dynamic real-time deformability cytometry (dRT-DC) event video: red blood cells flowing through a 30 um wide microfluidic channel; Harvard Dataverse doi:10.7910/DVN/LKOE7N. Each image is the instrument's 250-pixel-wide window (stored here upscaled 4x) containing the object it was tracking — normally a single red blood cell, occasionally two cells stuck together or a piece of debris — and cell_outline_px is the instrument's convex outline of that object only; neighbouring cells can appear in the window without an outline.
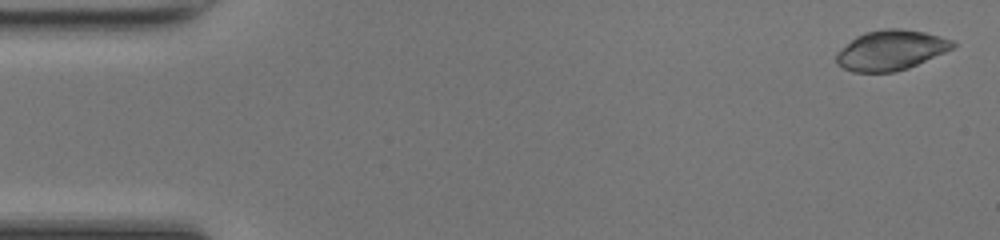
{"species": "common noctule bat (a hibernating species)", "species_latin": "Nyctalus noctula", "temperature_condition": "room temperature", "stored_images_in_passage": 49, "camera_frame_rate_fps": 3000, "um_per_image_px": 0.085, "animal": {"sex": "female", "body_mass_g": 17.0, "forearm_length_mm": 48.0}, "frame": {"image": 1, "passage_image": 2, "time_ms": 0.333, "image_size_px": [1000, 240], "cell_outline_px": [[956, 44], [952, 48], [944, 52], [908, 68], [896, 72], [852, 72], [836, 64], [836, 52], [840, 48], [856, 36], [864, 32], [884, 28], [900, 28], [924, 32], [940, 36], [952, 40]], "centroid_in_image_um": [75.67, 4.26], "position_along_channel_um": 9.3, "area_um2": 27.17}}
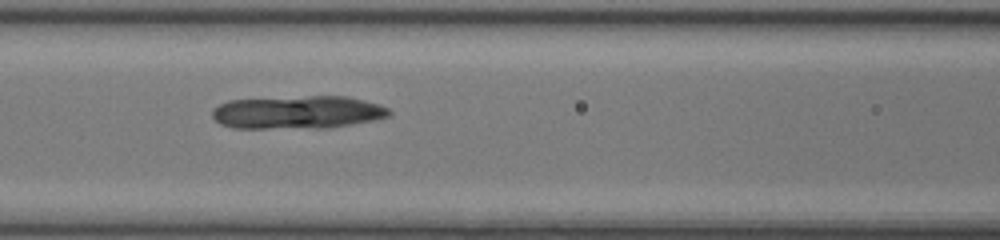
{"frame": {"image": 2, "passage_image": 21, "time_ms": 6.667, "image_size_px": [1000, 240], "cell_outline_px": [[392, 112], [388, 116], [372, 120], [352, 124], [328, 128], [232, 128], [220, 124], [212, 116], [212, 112], [220, 104], [228, 100], [308, 96], [344, 96], [376, 104], [388, 108]], "centroid_in_image_um": [25.26, 9.55], "position_along_channel_um": 141.3, "area_um2": 33.81}}
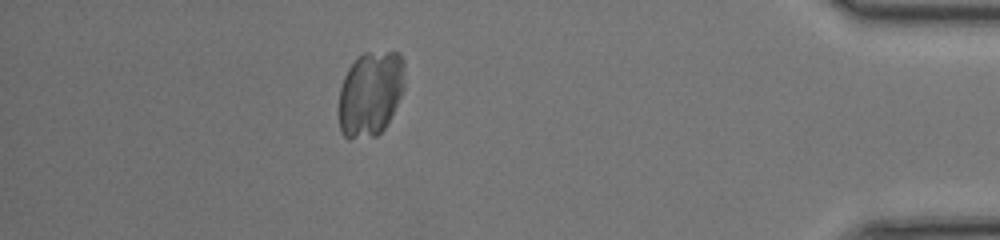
{"frame": {"image": 3, "passage_image": 43, "time_ms": 14.0, "image_size_px": [1000, 240], "cell_outline_px": [[404, 88], [384, 128], [376, 136], [348, 140], [340, 132], [340, 88], [344, 76], [348, 68], [356, 56], [364, 52], [400, 52], [404, 60]], "centroid_in_image_um": [31.48, 7.93], "position_along_channel_um": 403.7, "area_um2": 32.71}}